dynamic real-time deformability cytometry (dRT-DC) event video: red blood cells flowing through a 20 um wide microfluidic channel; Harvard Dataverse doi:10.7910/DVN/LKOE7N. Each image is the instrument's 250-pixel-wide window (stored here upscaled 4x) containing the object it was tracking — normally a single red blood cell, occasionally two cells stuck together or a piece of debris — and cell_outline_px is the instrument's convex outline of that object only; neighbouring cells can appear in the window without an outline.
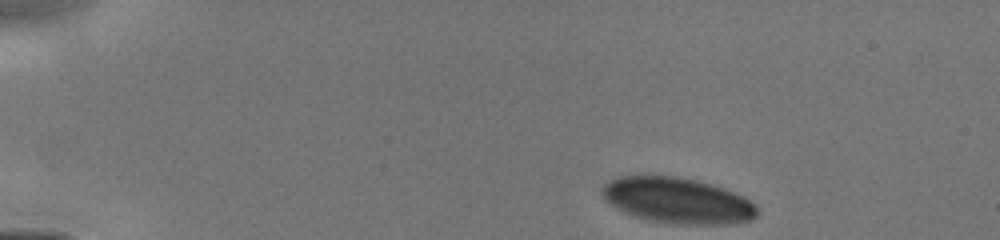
{"species": "human", "species_latin": "Homo sapiens", "temperature_condition": "cold", "stored_images_in_passage": 12, "camera_frame_rate_fps": 3000, "um_per_image_px": 0.085, "donor": {"sex": "male"}, "frame": {"image": 1, "passage_image": 1, "time_ms": 0.0, "image_size_px": [1000, 240], "cell_outline_px": [[756, 216], [752, 220], [732, 224], [668, 224], [648, 220], [632, 216], [616, 208], [604, 196], [604, 184], [608, 180], [616, 176], [644, 172], [676, 176], [696, 180], [712, 184], [724, 188], [744, 196], [756, 204]], "centroid_in_image_um": [57.56, 17.01], "position_along_channel_um": 27.4, "area_um2": 42.31}}
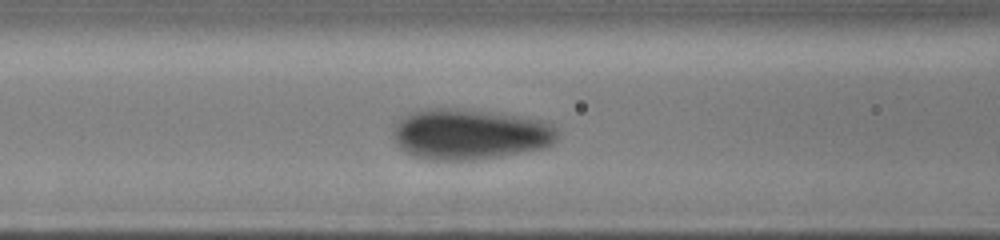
{"frame": {"image": 2, "passage_image": 10, "time_ms": 4.333, "image_size_px": [1000, 240], "cell_outline_px": [[560, 136], [552, 144], [544, 148], [496, 156], [468, 160], [432, 160], [416, 156], [400, 148], [396, 144], [392, 136], [392, 128], [400, 120], [412, 112], [424, 108], [452, 108], [488, 112], [544, 120], [552, 124], [560, 132]], "centroid_in_image_um": [39.94, 11.4], "position_along_channel_um": 126.7, "area_um2": 48.32}}
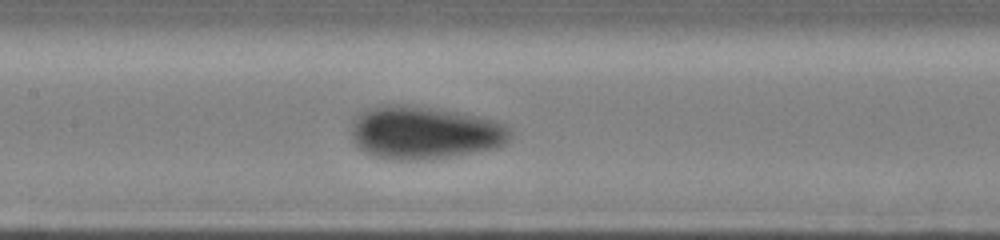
{"frame": {"image": 3, "passage_image": 12, "time_ms": 5.333, "image_size_px": [1000, 240], "cell_outline_px": [[512, 136], [504, 144], [496, 148], [424, 160], [392, 160], [372, 156], [364, 152], [356, 144], [352, 136], [352, 116], [368, 108], [384, 104], [400, 104], [432, 108], [456, 112], [496, 120], [508, 128], [512, 132]], "centroid_in_image_um": [36.02, 11.27], "position_along_channel_um": 171.4, "area_um2": 49.13}}